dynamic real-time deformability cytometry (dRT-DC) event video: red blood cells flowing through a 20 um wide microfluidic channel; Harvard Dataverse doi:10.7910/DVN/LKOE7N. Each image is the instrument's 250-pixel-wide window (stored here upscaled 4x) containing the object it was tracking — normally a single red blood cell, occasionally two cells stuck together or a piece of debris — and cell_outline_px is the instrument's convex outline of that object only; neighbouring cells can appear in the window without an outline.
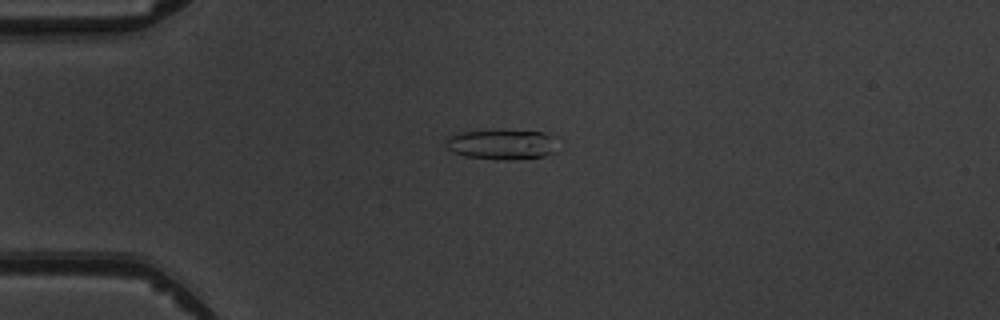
{"species": "common noctule bat (a hibernating species)", "species_latin": "Nyctalus noctula", "temperature_condition": "warm", "stored_images_in_passage": 4, "camera_frame_rate_fps": 3000, "um_per_image_px": 0.085, "animal": {"sex": "male", "body_mass_g": 19.5, "forearm_length_mm": 54.6}, "frame": {"image": 1, "passage_image": 4, "time_ms": 3.667, "image_size_px": [1000, 320], "cell_outline_px": [[556, 136], [552, 152], [544, 156], [508, 160], [504, 160], [464, 156], [452, 152], [448, 148], [444, 140], [448, 136], [460, 132], [544, 132]], "centroid_in_image_um": [42.61, 12.3], "position_along_channel_um": 42.4, "area_um2": 18.96}}